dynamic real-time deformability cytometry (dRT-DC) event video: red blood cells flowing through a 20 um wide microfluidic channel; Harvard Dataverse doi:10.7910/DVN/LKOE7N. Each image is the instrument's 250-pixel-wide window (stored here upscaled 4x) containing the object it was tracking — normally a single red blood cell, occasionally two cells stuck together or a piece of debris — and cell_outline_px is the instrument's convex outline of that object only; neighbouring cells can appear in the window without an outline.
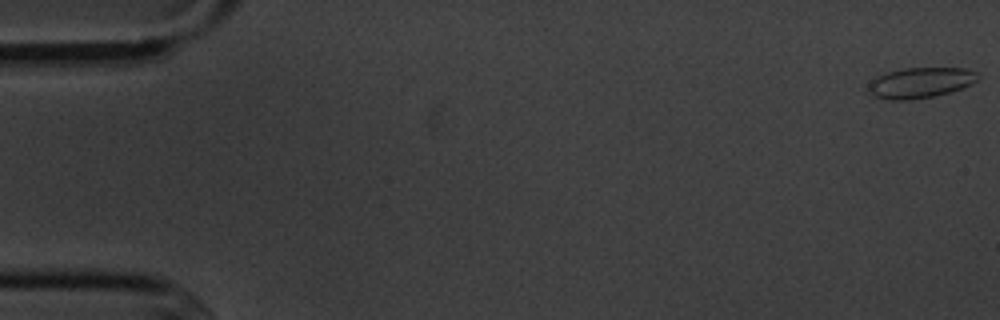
{"species": "common noctule bat (a hibernating species)", "species_latin": "Nyctalus noctula", "temperature_condition": "cold", "stored_images_in_passage": 6, "camera_frame_rate_fps": 3000, "um_per_image_px": 0.085, "animal": {"sex": "male", "body_mass_g": 20.1, "forearm_length_mm": 53.5}, "frame": {"image": 1, "passage_image": 1, "time_ms": 0.0, "image_size_px": [1000, 320], "cell_outline_px": [[980, 76], [972, 84], [948, 92], [932, 96], [908, 100], [888, 100], [864, 92], [868, 84], [876, 76], [888, 72], [904, 68], [968, 68], [976, 72]], "centroid_in_image_um": [78.18, 7.03], "position_along_channel_um": 6.8, "area_um2": 19.54}}